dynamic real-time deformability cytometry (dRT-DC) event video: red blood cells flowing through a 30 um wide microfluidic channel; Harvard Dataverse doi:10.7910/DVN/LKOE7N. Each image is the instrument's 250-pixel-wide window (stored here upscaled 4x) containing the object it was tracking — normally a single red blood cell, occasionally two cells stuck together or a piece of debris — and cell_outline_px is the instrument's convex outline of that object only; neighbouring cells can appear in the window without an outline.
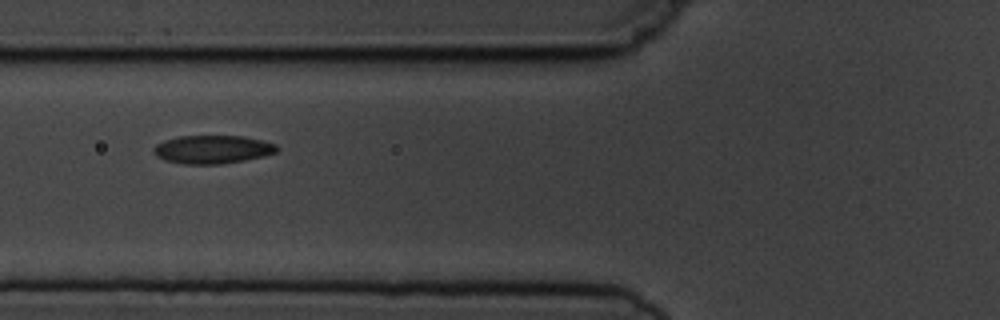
{"species": "common noctule bat (a hibernating species)", "species_latin": "Nyctalus noctula", "temperature_condition": "cold", "stored_images_in_passage": 8, "camera_frame_rate_fps": 3000, "um_per_image_px": 0.085, "animal": {"sex": "male", "body_mass_g": 19.5, "forearm_length_mm": 54.6}, "frame": {"image": 1, "passage_image": 7, "time_ms": 7.0, "image_size_px": [1000, 320], "cell_outline_px": [[280, 148], [276, 152], [264, 156], [244, 160], [220, 164], [184, 164], [164, 160], [156, 156], [152, 152], [152, 148], [156, 144], [164, 140], [180, 136], [244, 136], [276, 144]], "centroid_in_image_um": [18.04, 12.7], "position_along_channel_um": 107.8, "area_um2": 20.4}}
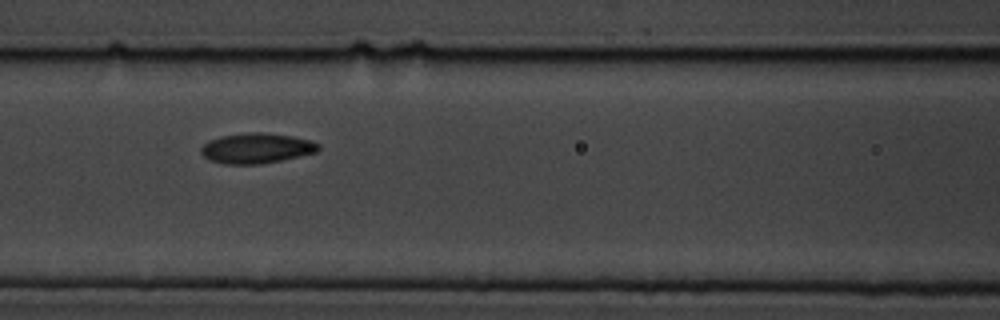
{"frame": {"image": 2, "passage_image": 8, "time_ms": 8.0, "image_size_px": [1000, 320], "cell_outline_px": [[320, 148], [316, 152], [300, 156], [260, 164], [224, 164], [208, 160], [200, 152], [200, 148], [208, 140], [220, 136], [252, 132], [264, 132], [292, 136], [308, 140], [320, 144]], "centroid_in_image_um": [21.77, 12.6], "position_along_channel_um": 144.8, "area_um2": 20.69}}